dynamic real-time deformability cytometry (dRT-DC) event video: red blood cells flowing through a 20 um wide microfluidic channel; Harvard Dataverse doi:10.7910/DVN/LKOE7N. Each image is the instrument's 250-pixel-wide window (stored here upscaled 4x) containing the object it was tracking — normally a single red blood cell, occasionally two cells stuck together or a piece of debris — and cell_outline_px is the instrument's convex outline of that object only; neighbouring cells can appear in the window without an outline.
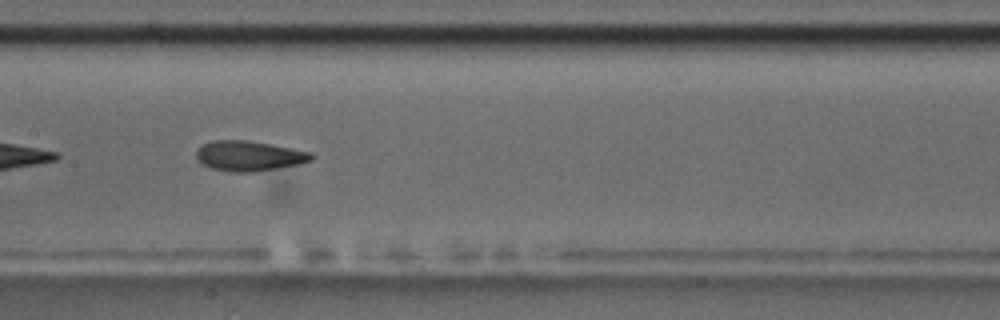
{"species": "common noctule bat (a hibernating species)", "species_latin": "Nyctalus noctula", "temperature_condition": "room temperature", "stored_images_in_passage": 14, "camera_frame_rate_fps": 3000, "um_per_image_px": 0.085, "animal": {"sex": "male", "body_mass_g": 17.5, "forearm_length_mm": 52.3}, "frame": {"image": 1, "passage_image": 7, "time_ms": 7.667, "image_size_px": [1000, 320], "cell_outline_px": [[312, 160], [296, 164], [252, 172], [232, 172], [212, 168], [200, 164], [196, 160], [196, 148], [212, 140], [244, 140], [268, 144], [312, 152]], "centroid_in_image_um": [21.08, 13.25], "position_along_channel_um": 186.3, "area_um2": 19.94}, "authors_computed_cell_mechanics": {"area_um2": 20.2878, "velocity_mm_per_s": 3.4814, "shape_relaxation_time_tau1_ms": 2.9158, "shape_relaxation_time_tau2_ms": 2.3252, "deformation_change_tau1": 0.1271, "deformation_change_tau2": 0.1002}}